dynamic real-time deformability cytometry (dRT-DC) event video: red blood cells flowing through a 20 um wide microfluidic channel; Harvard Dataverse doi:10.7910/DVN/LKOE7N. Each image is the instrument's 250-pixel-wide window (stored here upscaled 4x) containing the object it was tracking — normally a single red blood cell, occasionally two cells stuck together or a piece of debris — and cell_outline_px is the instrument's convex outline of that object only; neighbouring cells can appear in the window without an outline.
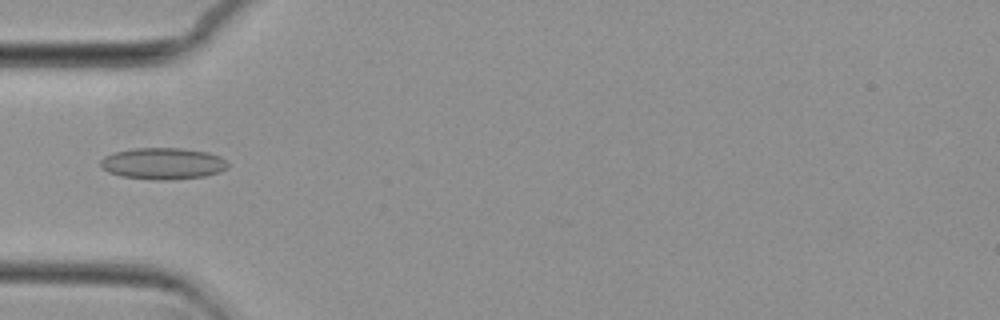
{"species": "common noctule bat (a hibernating species)", "species_latin": "Nyctalus noctula", "temperature_condition": "cold", "stored_images_in_passage": 17, "camera_frame_rate_fps": 3000, "um_per_image_px": 0.085, "animal": {"sex": "female", "body_mass_g": 29.2, "forearm_length_mm": 56.3}, "frame": {"image": 1, "passage_image": 1, "time_ms": 0.0, "image_size_px": [1000, 320], "cell_outline_px": [[228, 168], [220, 172], [204, 176], [164, 180], [152, 180], [124, 176], [108, 172], [100, 168], [100, 160], [104, 156], [116, 152], [132, 148], [180, 148], [208, 152], [220, 156], [228, 164]], "centroid_in_image_um": [13.83, 13.9], "position_along_channel_um": 71.2, "area_um2": 23.41}}
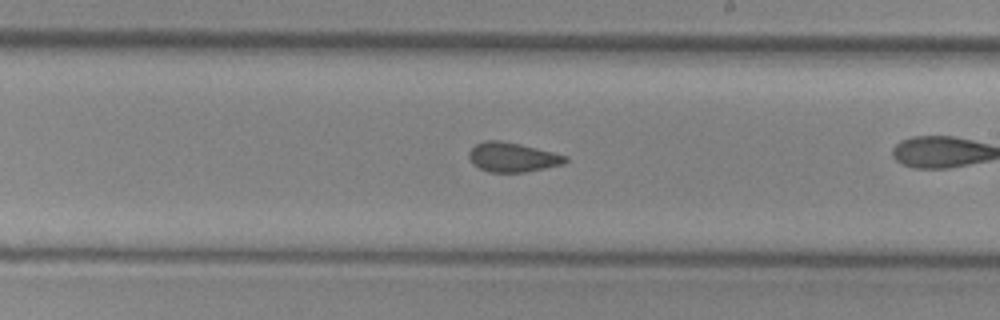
{"frame": {"image": 2, "passage_image": 12, "time_ms": 3.667, "image_size_px": [1000, 320], "cell_outline_px": [[568, 160], [564, 164], [524, 172], [488, 172], [472, 164], [468, 156], [468, 152], [476, 144], [484, 140], [500, 140], [520, 144], [568, 156]], "centroid_in_image_um": [43.54, 13.36], "position_along_channel_um": 245.5, "area_um2": 16.53}}
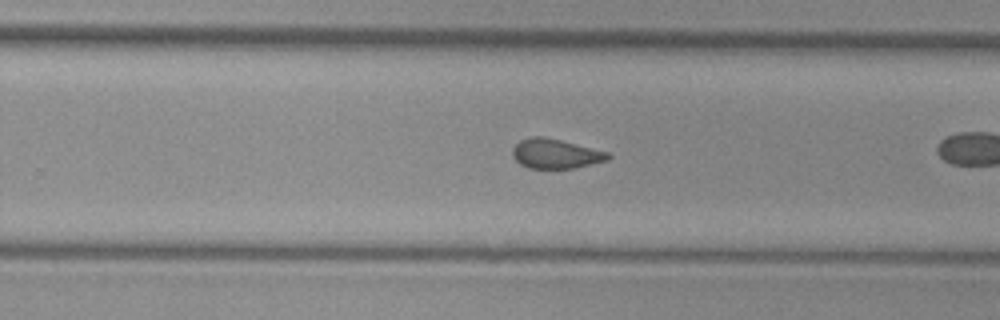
{"frame": {"image": 3, "passage_image": 15, "time_ms": 4.667, "image_size_px": [1000, 320], "cell_outline_px": [[612, 156], [608, 160], [592, 164], [572, 168], [528, 168], [520, 164], [512, 156], [512, 148], [520, 140], [532, 136], [544, 136], [608, 152]], "centroid_in_image_um": [47.2, 13.06], "position_along_channel_um": 282.6, "area_um2": 16.42}}